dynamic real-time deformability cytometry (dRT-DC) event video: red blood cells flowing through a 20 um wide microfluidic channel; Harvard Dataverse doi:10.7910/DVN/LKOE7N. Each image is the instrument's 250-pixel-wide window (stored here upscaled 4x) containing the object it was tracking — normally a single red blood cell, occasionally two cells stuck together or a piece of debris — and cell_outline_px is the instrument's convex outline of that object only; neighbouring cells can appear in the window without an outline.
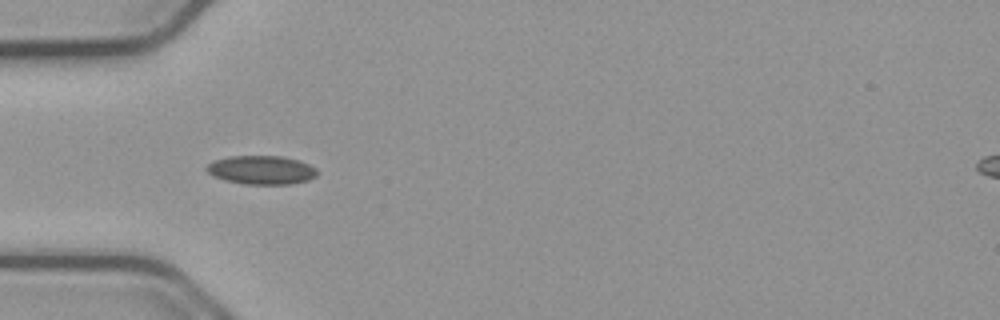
{"species": "common noctule bat (a hibernating species)", "species_latin": "Nyctalus noctula", "temperature_condition": "cold", "stored_images_in_passage": 9, "camera_frame_rate_fps": 3000, "um_per_image_px": 0.085, "animal": {"sex": "male", "body_mass_g": 23.1, "forearm_length_mm": 52.7}, "frame": {"image": 1, "passage_image": 6, "time_ms": 1.667, "image_size_px": [1000, 320], "cell_outline_px": [[320, 172], [316, 176], [308, 180], [292, 184], [244, 184], [224, 180], [212, 176], [204, 168], [212, 160], [228, 156], [284, 156], [300, 160], [316, 168]], "centroid_in_image_um": [22.22, 14.44], "position_along_channel_um": 62.8, "area_um2": 18.84}}
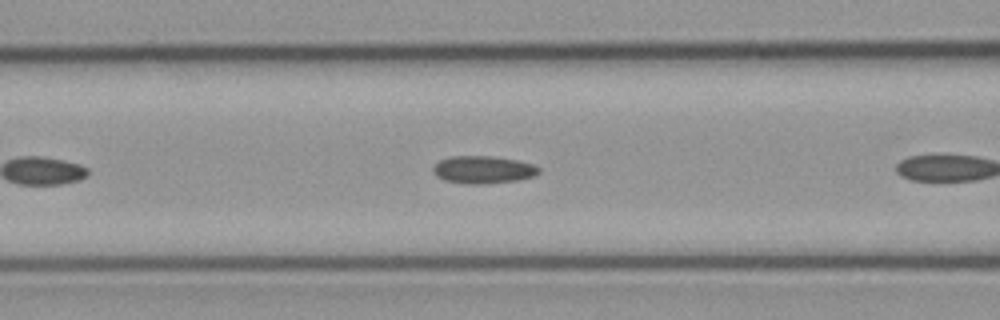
{"frame": {"image": 2, "passage_image": 8, "time_ms": 2.333, "image_size_px": [1000, 320], "cell_outline_px": [[540, 172], [536, 176], [516, 180], [484, 184], [464, 184], [444, 180], [436, 176], [432, 172], [432, 168], [440, 160], [452, 156], [488, 156], [516, 160], [532, 164], [540, 168]], "centroid_in_image_um": [41.05, 14.43], "position_along_channel_um": 125.5, "area_um2": 16.99}}